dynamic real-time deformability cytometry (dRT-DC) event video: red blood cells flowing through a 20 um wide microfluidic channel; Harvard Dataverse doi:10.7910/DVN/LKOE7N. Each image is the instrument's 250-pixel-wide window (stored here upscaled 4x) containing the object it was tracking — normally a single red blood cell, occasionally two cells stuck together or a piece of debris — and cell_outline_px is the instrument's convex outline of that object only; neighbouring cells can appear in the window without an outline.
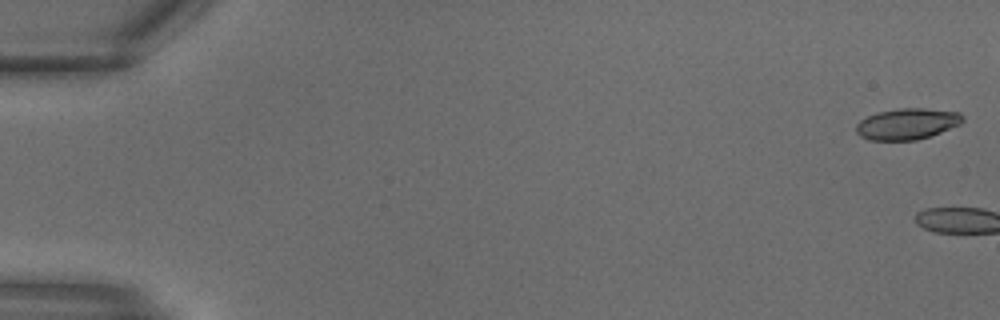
{"species": "common noctule bat (a hibernating species)", "species_latin": "Nyctalus noctula", "temperature_condition": "warm", "stored_images_in_passage": 2, "camera_frame_rate_fps": 3000, "um_per_image_px": 0.085, "animal": {"sex": "male", "body_mass_g": 18.8}, "frame": {"image": 1, "passage_image": 1, "time_ms": 0.0, "image_size_px": [1000, 320], "cell_outline_px": [[964, 120], [960, 124], [940, 132], [916, 140], [868, 140], [860, 136], [856, 132], [856, 124], [860, 120], [876, 112], [900, 108], [924, 108], [960, 112], [964, 116]], "centroid_in_image_um": [77.1, 10.52], "position_along_channel_um": 7.9, "area_um2": 19.36}}